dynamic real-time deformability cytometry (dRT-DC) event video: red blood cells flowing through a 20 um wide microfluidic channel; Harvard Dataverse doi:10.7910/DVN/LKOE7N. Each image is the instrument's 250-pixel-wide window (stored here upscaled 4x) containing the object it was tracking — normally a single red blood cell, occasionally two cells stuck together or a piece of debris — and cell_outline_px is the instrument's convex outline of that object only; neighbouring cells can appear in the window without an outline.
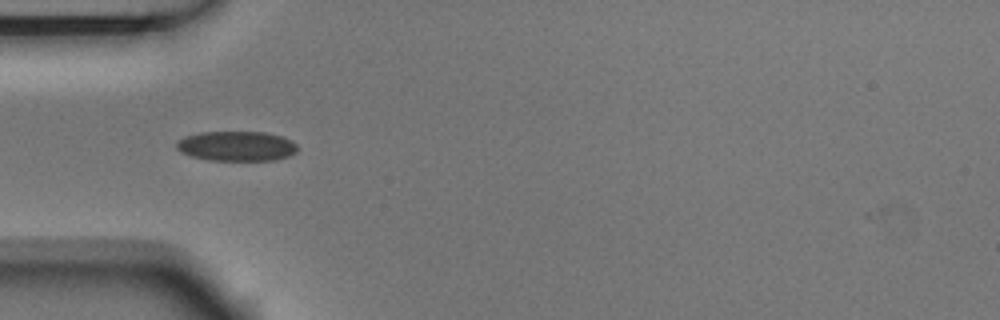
{"species": "Egyptian fruit bat (a non-hibernating species)", "species_latin": "Rousettus aegyptiacus", "temperature_condition": "room temperature", "stored_images_in_passage": 8, "camera_frame_rate_fps": 3000, "um_per_image_px": 0.085, "animal": {"sex": "male"}, "frame": {"image": 1, "passage_image": 3, "time_ms": 0.667, "image_size_px": [1000, 320], "cell_outline_px": [[296, 152], [288, 156], [276, 160], [208, 160], [192, 156], [180, 152], [176, 148], [176, 144], [184, 136], [200, 132], [268, 132], [284, 136], [292, 140], [296, 144]], "centroid_in_image_um": [20.13, 12.41], "position_along_channel_um": 64.9, "area_um2": 21.15}}
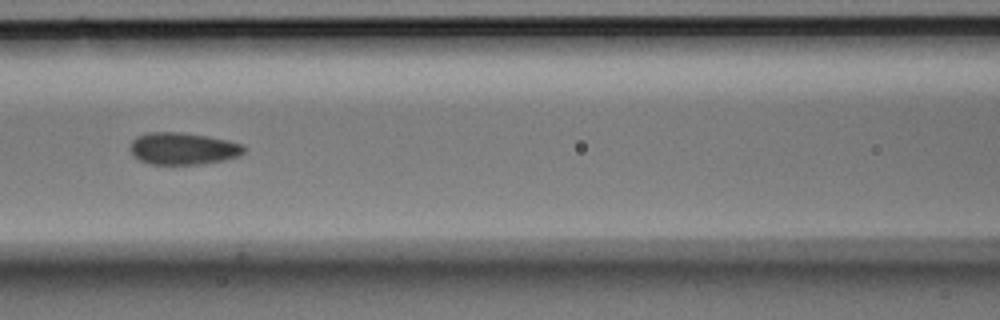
{"frame": {"image": 2, "passage_image": 5, "time_ms": 1.333, "image_size_px": [1000, 320], "cell_outline_px": [[248, 148], [240, 156], [224, 160], [200, 164], [148, 164], [132, 156], [128, 148], [132, 140], [136, 136], [148, 132], [180, 132], [208, 136], [228, 140], [240, 144]], "centroid_in_image_um": [15.52, 12.63], "position_along_channel_um": 151.1, "area_um2": 21.56}}
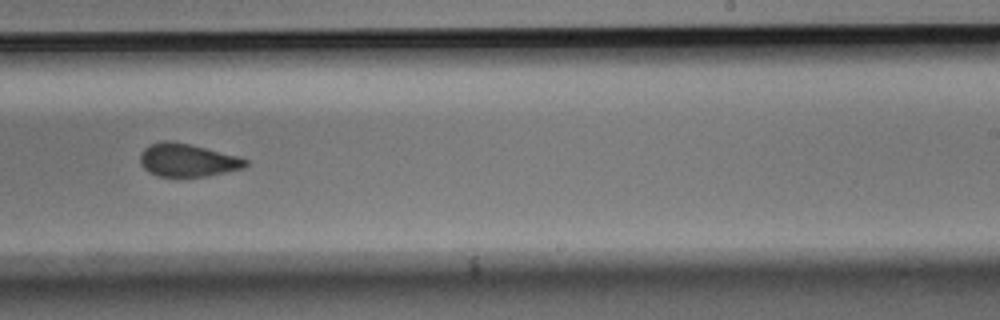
{"frame": {"image": 3, "passage_image": 8, "time_ms": 2.333, "image_size_px": [1000, 320], "cell_outline_px": [[248, 164], [244, 168], [208, 176], [156, 176], [148, 172], [140, 164], [140, 152], [148, 144], [164, 140], [168, 140], [188, 144], [240, 156], [248, 160]], "centroid_in_image_um": [15.92, 13.61], "position_along_channel_um": 273.1, "area_um2": 20.4}}